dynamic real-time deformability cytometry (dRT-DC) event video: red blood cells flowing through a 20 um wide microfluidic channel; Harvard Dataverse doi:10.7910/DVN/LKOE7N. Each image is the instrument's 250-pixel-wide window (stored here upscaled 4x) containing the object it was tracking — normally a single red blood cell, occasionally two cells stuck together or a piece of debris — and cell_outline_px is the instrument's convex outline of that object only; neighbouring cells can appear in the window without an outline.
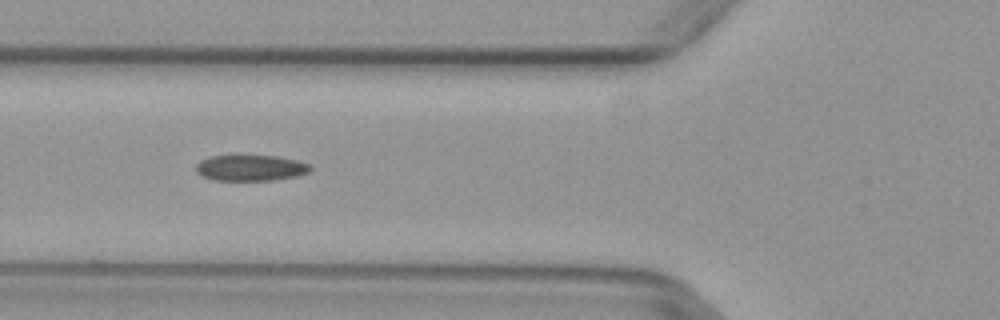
{"species": "common noctule bat (a hibernating species)", "species_latin": "Nyctalus noctula", "temperature_condition": "warm", "stored_images_in_passage": 7, "camera_frame_rate_fps": 3000, "um_per_image_px": 0.085, "animal": {"sex": "female", "body_mass_g": 29.2, "forearm_length_mm": 56.3}, "frame": {"image": 1, "passage_image": 6, "time_ms": 1.667, "image_size_px": [1000, 320], "cell_outline_px": [[312, 168], [308, 172], [296, 176], [276, 180], [212, 180], [200, 176], [196, 172], [196, 164], [200, 160], [208, 156], [236, 152], [240, 152], [276, 156], [296, 160], [308, 164]], "centroid_in_image_um": [21.2, 14.21], "position_along_channel_um": 104.6, "area_um2": 18.32}}